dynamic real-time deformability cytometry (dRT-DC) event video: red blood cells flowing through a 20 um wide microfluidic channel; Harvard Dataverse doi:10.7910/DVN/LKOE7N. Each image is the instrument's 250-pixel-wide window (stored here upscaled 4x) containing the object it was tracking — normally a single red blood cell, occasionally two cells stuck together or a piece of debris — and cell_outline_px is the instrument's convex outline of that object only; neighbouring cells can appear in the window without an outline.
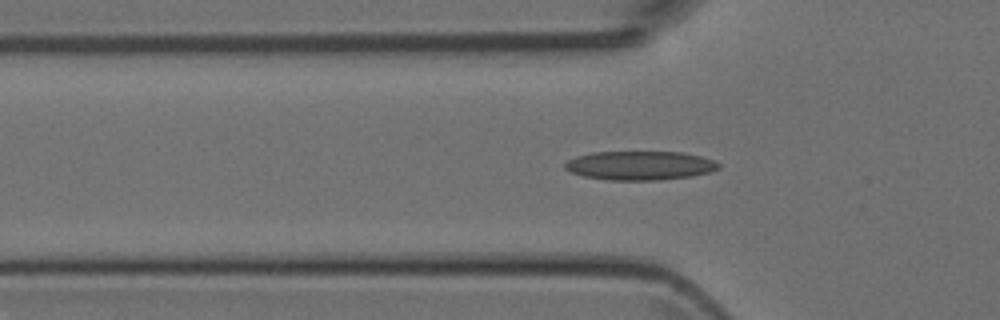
{"species": "Egyptian fruit bat (a non-hibernating species)", "species_latin": "Rousettus aegyptiacus", "temperature_condition": "room temperature", "stored_images_in_passage": 47, "camera_frame_rate_fps": 3000, "um_per_image_px": 0.085, "animal": {"sex": "female"}, "frame": {"image": 1, "passage_image": 14, "time_ms": 4.333, "image_size_px": [1000, 320], "cell_outline_px": [[720, 168], [708, 172], [692, 176], [660, 180], [608, 180], [584, 176], [572, 172], [564, 168], [564, 164], [568, 160], [576, 156], [592, 152], [684, 152], [700, 156], [712, 160], [720, 164]], "centroid_in_image_um": [54.39, 14.07], "position_along_channel_um": 71.4, "area_um2": 25.89}}
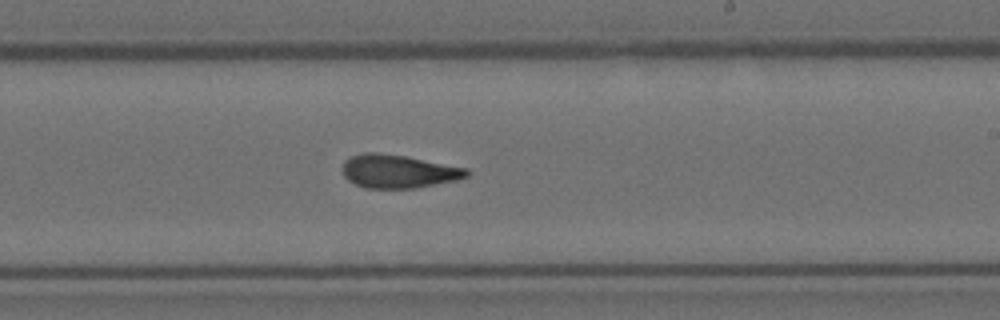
{"frame": {"image": 2, "passage_image": 27, "time_ms": 8.667, "image_size_px": [1000, 320], "cell_outline_px": [[472, 172], [468, 176], [456, 180], [416, 188], [364, 188], [348, 180], [344, 176], [344, 160], [348, 156], [364, 152], [376, 152], [404, 156], [468, 168]], "centroid_in_image_um": [33.86, 14.56], "position_along_channel_um": 255.1, "area_um2": 24.16}}
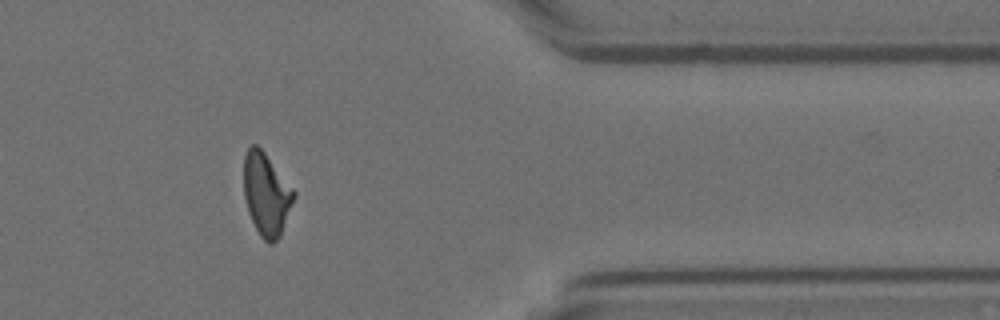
{"frame": {"image": 3, "passage_image": 38, "time_ms": 12.333, "image_size_px": [1000, 320], "cell_outline_px": [[296, 196], [280, 236], [272, 244], [268, 244], [260, 236], [248, 212], [244, 196], [244, 156], [248, 148], [252, 144], [256, 144], [264, 152], [296, 192]], "centroid_in_image_um": [22.64, 16.52], "position_along_channel_um": 388.8, "area_um2": 23.99}}